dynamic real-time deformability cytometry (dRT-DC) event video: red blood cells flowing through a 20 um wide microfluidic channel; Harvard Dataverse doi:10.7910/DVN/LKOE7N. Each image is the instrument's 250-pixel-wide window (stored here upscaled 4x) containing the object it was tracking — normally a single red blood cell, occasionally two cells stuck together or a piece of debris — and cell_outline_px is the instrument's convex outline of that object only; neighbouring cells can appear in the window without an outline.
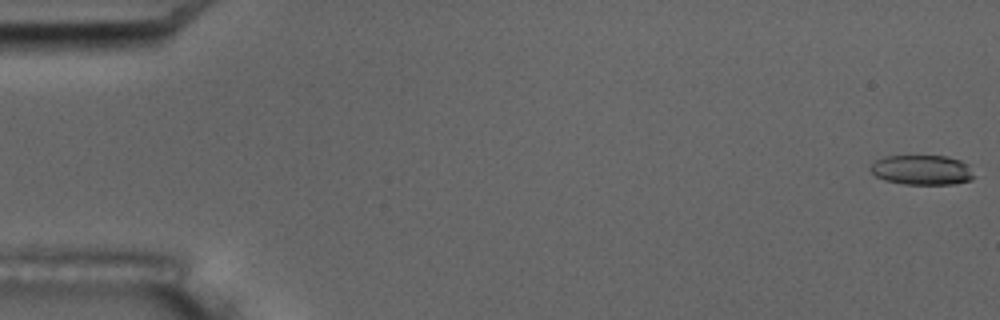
{"species": "common noctule bat (a hibernating species)", "species_latin": "Nyctalus noctula", "temperature_condition": "room temperature", "stored_images_in_passage": 6, "camera_frame_rate_fps": 3000, "um_per_image_px": 0.085, "animal": {"sex": "male", "body_mass_g": 17.5, "forearm_length_mm": 52.3}, "frame": {"image": 1, "passage_image": 1, "time_ms": 0.0, "image_size_px": [1000, 320], "cell_outline_px": [[976, 176], [972, 180], [952, 184], [904, 184], [884, 180], [876, 176], [868, 168], [876, 160], [884, 156], [948, 156], [960, 160], [968, 164]], "centroid_in_image_um": [78.39, 14.44], "position_along_channel_um": 6.6, "area_um2": 18.15}}